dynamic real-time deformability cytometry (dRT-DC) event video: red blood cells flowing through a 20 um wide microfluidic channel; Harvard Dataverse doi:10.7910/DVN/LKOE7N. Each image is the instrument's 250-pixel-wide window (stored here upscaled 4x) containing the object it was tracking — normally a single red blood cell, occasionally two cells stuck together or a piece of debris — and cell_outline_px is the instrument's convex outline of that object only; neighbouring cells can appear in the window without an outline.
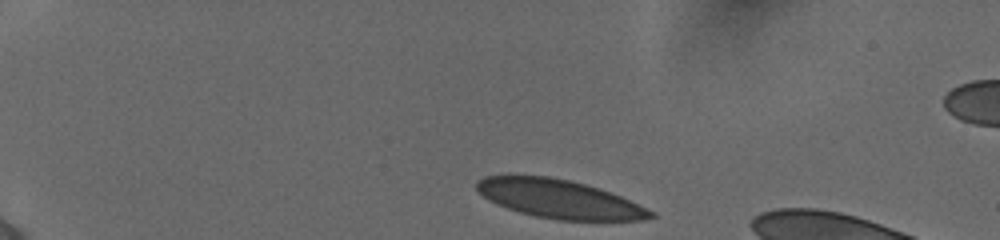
{"species": "human", "species_latin": "Homo sapiens", "temperature_condition": "cold", "stored_images_in_passage": 44, "segment_of_instrument_passage": [1, 2], "camera_frame_rate_fps": 3000, "um_per_image_px": 0.085, "donor": {"sex": "female"}, "frame": {"image": 1, "passage_image": 1, "time_ms": 0.0, "image_size_px": [1000, 240], "cell_outline_px": [[656, 216], [644, 220], [556, 220], [536, 216], [520, 212], [496, 204], [484, 196], [476, 188], [476, 180], [484, 176], [504, 172], [508, 172], [548, 176], [568, 180], [600, 188], [620, 196], [656, 212]], "centroid_in_image_um": [47.46, 16.87], "position_along_channel_um": 37.5, "area_um2": 39.77}}
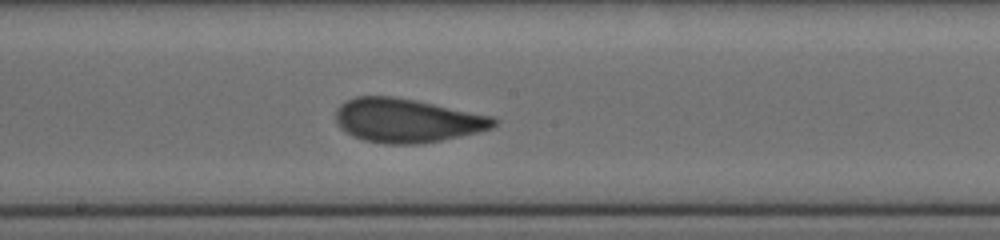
{"frame": {"image": 2, "passage_image": 21, "time_ms": 6.667, "image_size_px": [1000, 240], "cell_outline_px": [[500, 120], [492, 128], [460, 136], [440, 140], [416, 144], [384, 144], [364, 140], [352, 136], [340, 128], [336, 124], [336, 112], [340, 104], [356, 96], [392, 96], [416, 100], [492, 116]], "centroid_in_image_um": [34.57, 10.24], "position_along_channel_um": 213.6, "area_um2": 40.34}}
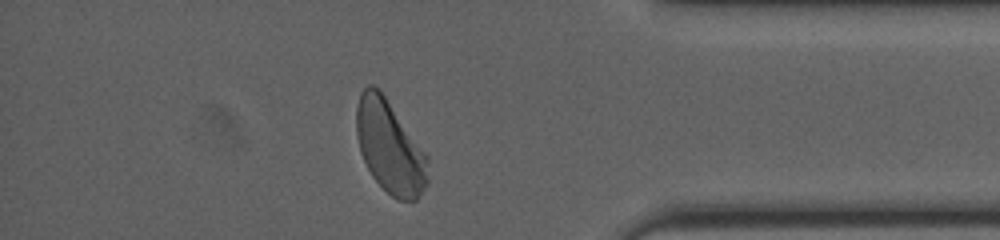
{"frame": {"image": 3, "passage_image": 37, "time_ms": 12.0, "image_size_px": [1000, 240], "cell_outline_px": [[428, 184], [416, 200], [396, 200], [372, 176], [360, 152], [356, 136], [356, 108], [360, 92], [368, 84], [372, 84], [380, 88], [428, 156]], "centroid_in_image_um": [33.13, 12.46], "position_along_channel_um": 402.1, "area_um2": 38.84}}